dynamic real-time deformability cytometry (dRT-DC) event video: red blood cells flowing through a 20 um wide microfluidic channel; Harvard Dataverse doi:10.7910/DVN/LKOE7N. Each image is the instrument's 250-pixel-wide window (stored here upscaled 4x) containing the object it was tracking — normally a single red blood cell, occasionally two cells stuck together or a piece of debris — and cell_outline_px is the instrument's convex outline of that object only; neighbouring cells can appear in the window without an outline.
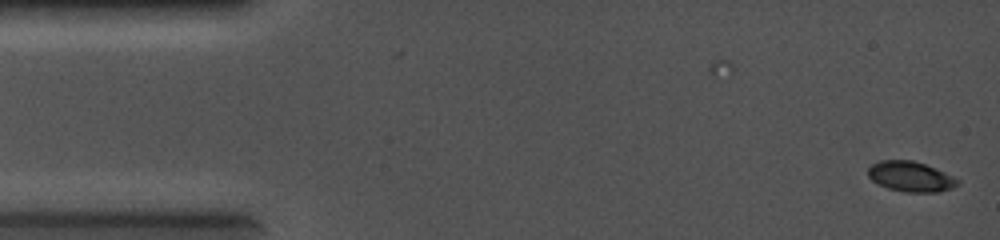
{"species": "common noctule bat (a hibernating species)", "species_latin": "Nyctalus noctula", "temperature_condition": "cold", "stored_images_in_passage": 66, "camera_frame_rate_fps": 5000, "um_per_image_px": 0.085, "animal": {"sex": "female", "body_mass_g": 19.0, "forearm_length_mm": 56.7}, "frame": {"image": 1, "passage_image": 1, "time_ms": 0.0, "image_size_px": [1000, 240], "cell_outline_px": [[960, 184], [952, 188], [936, 192], [904, 192], [888, 188], [872, 180], [868, 176], [868, 168], [872, 164], [880, 160], [912, 160], [924, 164], [944, 172], [960, 180]], "centroid_in_image_um": [77.41, 15.01], "position_along_channel_um": 7.6, "area_um2": 15.66}}
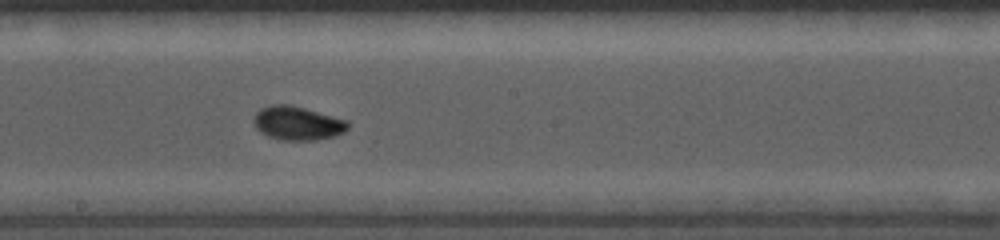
{"frame": {"image": 2, "passage_image": 36, "time_ms": 7.0, "image_size_px": [1000, 240], "cell_outline_px": [[348, 128], [344, 132], [336, 136], [316, 140], [280, 140], [268, 136], [260, 132], [256, 128], [252, 120], [256, 112], [260, 108], [272, 104], [288, 104], [304, 108], [348, 120]], "centroid_in_image_um": [25.27, 10.47], "position_along_channel_um": 222.9, "area_um2": 18.67}}
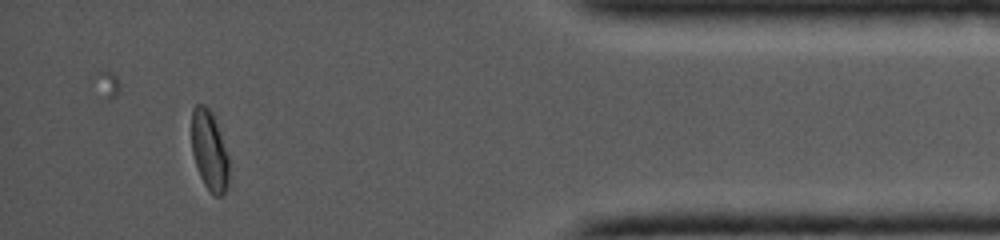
{"frame": {"image": 3, "passage_image": 60, "time_ms": 11.8, "image_size_px": [1000, 240], "cell_outline_px": [[228, 188], [220, 196], [216, 196], [204, 184], [200, 176], [192, 152], [192, 108], [196, 104], [204, 104], [212, 112], [228, 156]], "centroid_in_image_um": [17.79, 12.79], "position_along_channel_um": 417.4, "area_um2": 17.11}}